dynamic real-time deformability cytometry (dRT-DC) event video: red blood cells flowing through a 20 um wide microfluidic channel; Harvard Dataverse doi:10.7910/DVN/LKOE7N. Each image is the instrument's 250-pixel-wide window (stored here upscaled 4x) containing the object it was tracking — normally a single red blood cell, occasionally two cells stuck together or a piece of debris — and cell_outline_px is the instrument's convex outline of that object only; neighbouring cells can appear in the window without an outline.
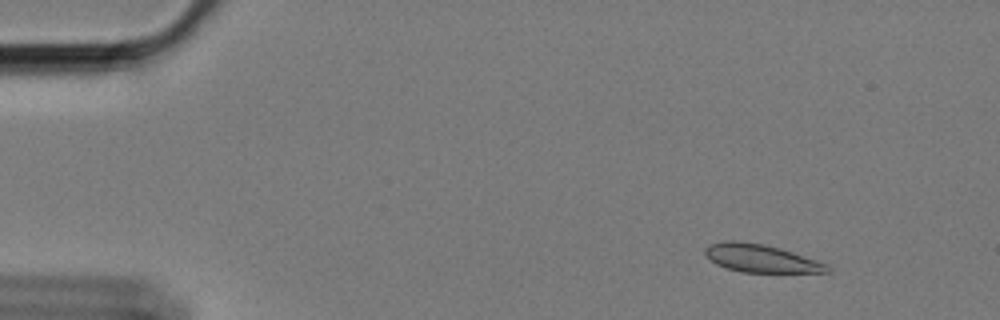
{"species": "Egyptian fruit bat (a non-hibernating species)", "species_latin": "Rousettus aegyptiacus", "temperature_condition": "cold", "stored_images_in_passage": 58, "camera_frame_rate_fps": 3000, "um_per_image_px": 0.085, "animal": {"sex": "female"}, "frame": {"image": 1, "passage_image": 6, "time_ms": 1.667, "image_size_px": [1000, 320], "cell_outline_px": [[832, 272], [740, 272], [724, 268], [716, 264], [704, 252], [704, 248], [708, 244], [720, 240], [740, 240], [764, 244], [780, 248], [828, 264], [832, 268]], "centroid_in_image_um": [64.65, 21.94], "position_along_channel_um": 20.4, "area_um2": 20.11}}
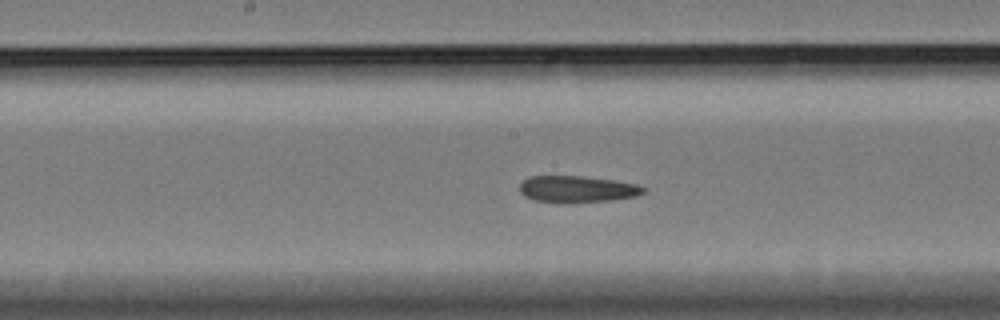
{"frame": {"image": 2, "passage_image": 30, "time_ms": 9.667, "image_size_px": [1000, 320], "cell_outline_px": [[648, 188], [644, 192], [636, 196], [608, 200], [568, 204], [564, 204], [532, 200], [524, 196], [520, 192], [520, 184], [528, 176], [580, 176], [616, 180], [636, 184]], "centroid_in_image_um": [49.03, 16.09], "position_along_channel_um": 199.2, "area_um2": 19.54}}
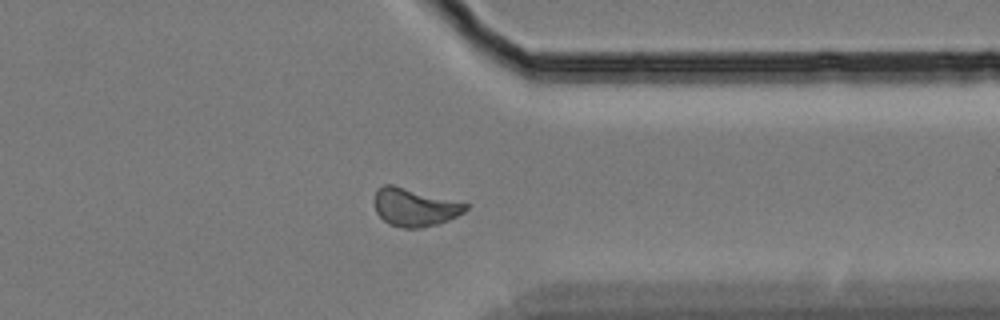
{"frame": {"image": 3, "passage_image": 46, "time_ms": 15.0, "image_size_px": [1000, 320], "cell_outline_px": [[468, 208], [464, 212], [440, 224], [420, 228], [404, 228], [388, 224], [376, 212], [376, 192], [384, 184], [392, 184], [468, 204]], "centroid_in_image_um": [35.26, 17.63], "position_along_channel_um": 376.1, "area_um2": 19.88}, "authors_computed_cell_mechanics": {"area_um2": 20.1144, "velocity_mm_per_s": 3.3703, "shape_relaxation_time_tau1_ms": null, "shape_relaxation_time_tau2_ms": 6.3163, "deformation_change_tau1": null, "deformation_change_tau2": 0.0945}}